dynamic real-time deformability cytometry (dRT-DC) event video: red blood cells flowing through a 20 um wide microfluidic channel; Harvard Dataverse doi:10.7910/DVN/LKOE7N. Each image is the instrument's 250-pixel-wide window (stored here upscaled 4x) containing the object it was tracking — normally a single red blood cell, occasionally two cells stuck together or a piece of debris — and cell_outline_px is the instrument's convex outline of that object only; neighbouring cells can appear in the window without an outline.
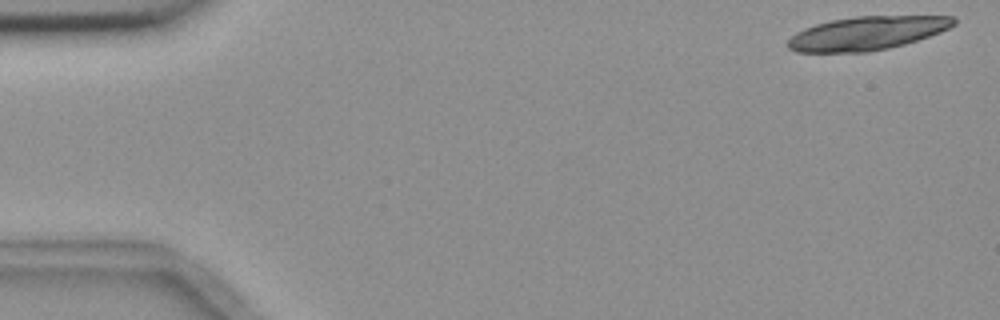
{"species": "common noctule bat (a hibernating species)", "species_latin": "Nyctalus noctula", "temperature_condition": "room temperature", "stored_images_in_passage": 4, "camera_frame_rate_fps": 3000, "um_per_image_px": 0.085, "animal": {"sex": "female", "body_mass_g": 18.4}, "frame": {"image": 1, "passage_image": 1, "time_ms": 0.0, "image_size_px": [1000, 320], "cell_outline_px": [[956, 24], [940, 32], [904, 44], [888, 48], [868, 52], [796, 52], [788, 48], [788, 40], [796, 32], [804, 28], [816, 24], [832, 20], [856, 16], [952, 16], [956, 20]], "centroid_in_image_um": [73.68, 2.82], "position_along_channel_um": 11.3, "area_um2": 32.25}}